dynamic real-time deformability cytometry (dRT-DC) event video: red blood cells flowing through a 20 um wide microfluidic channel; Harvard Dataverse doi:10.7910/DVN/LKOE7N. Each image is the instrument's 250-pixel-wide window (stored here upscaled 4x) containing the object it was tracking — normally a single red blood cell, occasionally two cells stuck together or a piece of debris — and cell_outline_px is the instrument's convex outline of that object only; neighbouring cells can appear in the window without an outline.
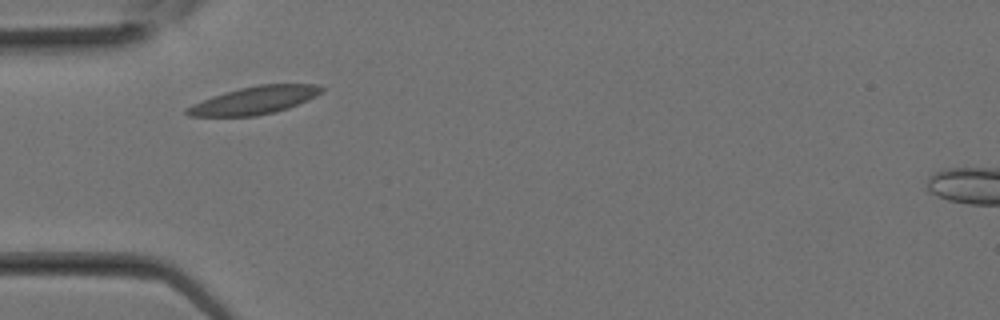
{"species": "Egyptian fruit bat (a non-hibernating species)", "species_latin": "Rousettus aegyptiacus", "temperature_condition": "room temperature", "stored_images_in_passage": 6, "camera_frame_rate_fps": 3000, "um_per_image_px": 0.085, "animal": {"sex": "female"}, "frame": {"image": 1, "passage_image": 1, "time_ms": 0.0, "image_size_px": [1000, 320], "cell_outline_px": [[324, 92], [308, 100], [288, 108], [276, 112], [256, 116], [188, 116], [184, 112], [184, 108], [192, 104], [212, 96], [240, 88], [260, 84], [316, 84], [324, 88]], "centroid_in_image_um": [21.63, 8.53], "position_along_channel_um": 63.4, "area_um2": 21.85}}
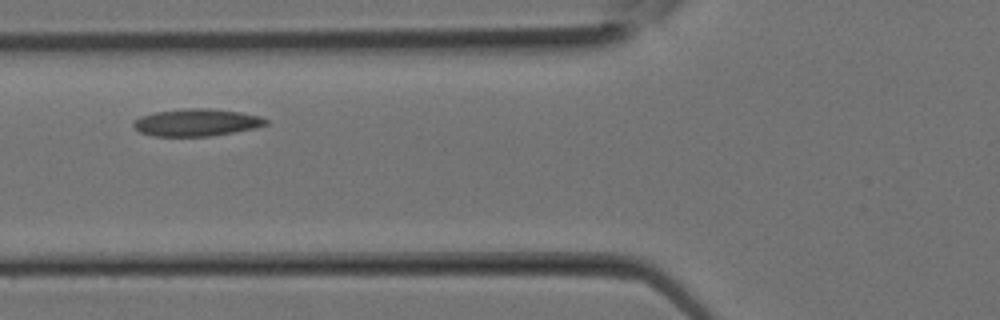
{"frame": {"image": 2, "passage_image": 3, "time_ms": 0.667, "image_size_px": [1000, 320], "cell_outline_px": [[268, 124], [256, 128], [208, 136], [152, 136], [140, 132], [132, 124], [140, 116], [156, 112], [188, 108], [208, 108], [240, 112], [260, 116], [268, 120]], "centroid_in_image_um": [16.72, 10.41], "position_along_channel_um": 109.1, "area_um2": 20.87}}
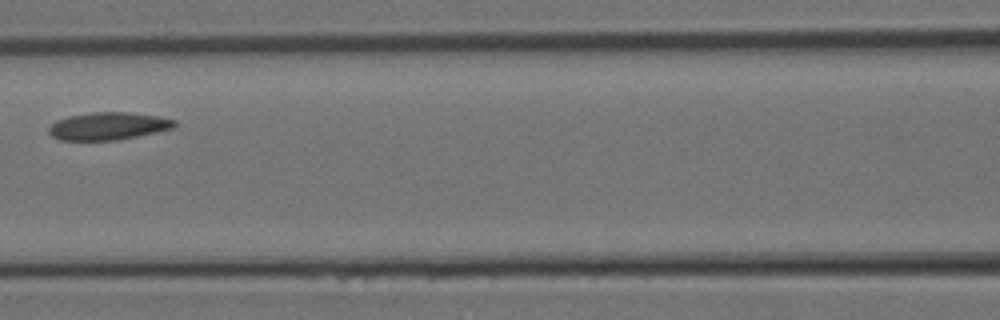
{"frame": {"image": 3, "passage_image": 5, "time_ms": 1.333, "image_size_px": [1000, 320], "cell_outline_px": [[176, 128], [116, 140], [60, 140], [52, 136], [48, 132], [48, 128], [56, 120], [68, 116], [92, 112], [128, 112], [156, 116], [176, 120]], "centroid_in_image_um": [9.19, 10.71], "position_along_channel_um": 157.4, "area_um2": 20.17}}